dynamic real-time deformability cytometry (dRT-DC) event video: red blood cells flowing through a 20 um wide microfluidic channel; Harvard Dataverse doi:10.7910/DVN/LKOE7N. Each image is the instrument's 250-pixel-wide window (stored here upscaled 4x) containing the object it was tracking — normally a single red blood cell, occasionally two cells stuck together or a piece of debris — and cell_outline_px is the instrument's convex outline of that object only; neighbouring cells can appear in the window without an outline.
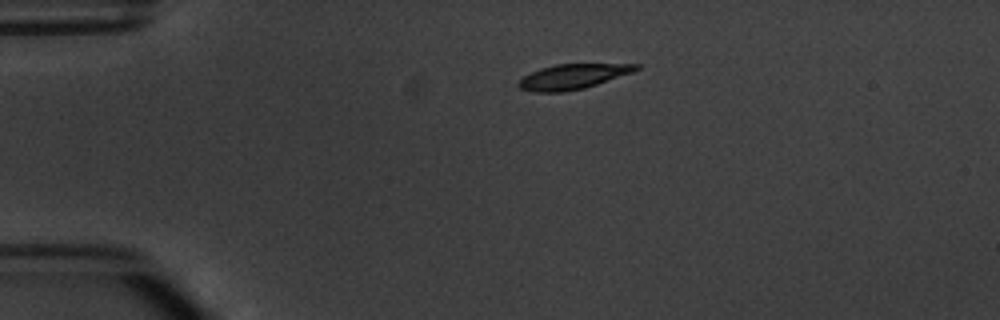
{"species": "common noctule bat (a hibernating species)", "species_latin": "Nyctalus noctula", "temperature_condition": "warm", "stored_images_in_passage": 2, "camera_frame_rate_fps": 3000, "um_per_image_px": 0.085, "animal": {"sex": "male", "body_mass_g": 20.1, "forearm_length_mm": 53.5}, "frame": {"image": 1, "passage_image": 1, "time_ms": 0.0, "image_size_px": [1000, 320], "cell_outline_px": [[640, 68], [632, 72], [584, 88], [564, 92], [532, 92], [520, 88], [516, 84], [524, 76], [540, 68], [556, 64], [640, 64]], "centroid_in_image_um": [48.65, 6.51], "position_along_channel_um": 36.4, "area_um2": 16.94}}